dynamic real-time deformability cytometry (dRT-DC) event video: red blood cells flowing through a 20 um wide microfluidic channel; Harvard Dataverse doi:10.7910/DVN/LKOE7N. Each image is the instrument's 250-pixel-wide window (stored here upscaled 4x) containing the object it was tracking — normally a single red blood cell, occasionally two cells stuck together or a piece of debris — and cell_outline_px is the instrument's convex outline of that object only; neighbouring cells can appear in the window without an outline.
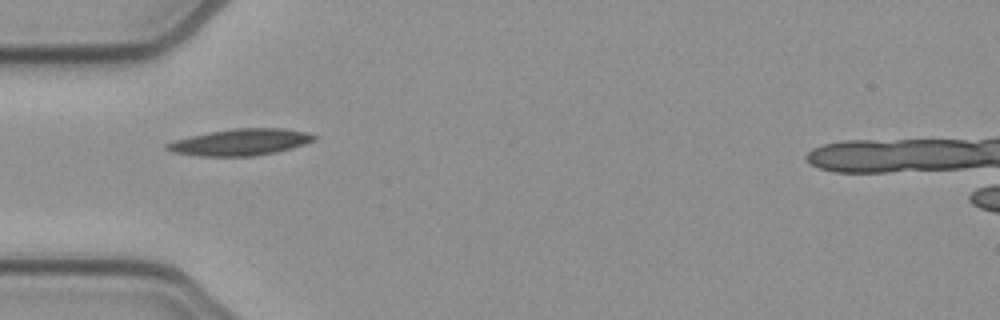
{"species": "common noctule bat (a hibernating species)", "species_latin": "Nyctalus noctula", "temperature_condition": "cold", "stored_images_in_passage": 6, "camera_frame_rate_fps": 3000, "um_per_image_px": 0.085, "animal": {"sex": "female", "body_mass_g": 21.9}, "frame": {"image": 1, "passage_image": 1, "time_ms": 0.0, "image_size_px": [1000, 320], "cell_outline_px": [[316, 136], [312, 140], [304, 144], [292, 148], [276, 152], [256, 156], [200, 156], [172, 152], [164, 148], [164, 144], [176, 140], [208, 132], [236, 128], [284, 128], [308, 132]], "centroid_in_image_um": [20.43, 12.08], "position_along_channel_um": 64.6, "area_um2": 22.66}}
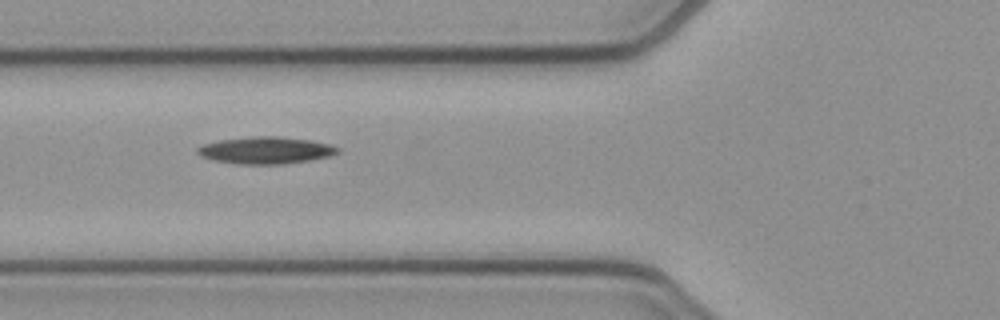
{"frame": {"image": 2, "passage_image": 4, "time_ms": 1.0, "image_size_px": [1000, 320], "cell_outline_px": [[340, 152], [328, 156], [308, 160], [284, 164], [236, 164], [216, 160], [200, 156], [196, 152], [196, 148], [204, 144], [220, 140], [252, 136], [276, 136], [312, 140], [332, 144], [340, 148]], "centroid_in_image_um": [22.61, 12.77], "position_along_channel_um": 103.2, "area_um2": 22.08}}